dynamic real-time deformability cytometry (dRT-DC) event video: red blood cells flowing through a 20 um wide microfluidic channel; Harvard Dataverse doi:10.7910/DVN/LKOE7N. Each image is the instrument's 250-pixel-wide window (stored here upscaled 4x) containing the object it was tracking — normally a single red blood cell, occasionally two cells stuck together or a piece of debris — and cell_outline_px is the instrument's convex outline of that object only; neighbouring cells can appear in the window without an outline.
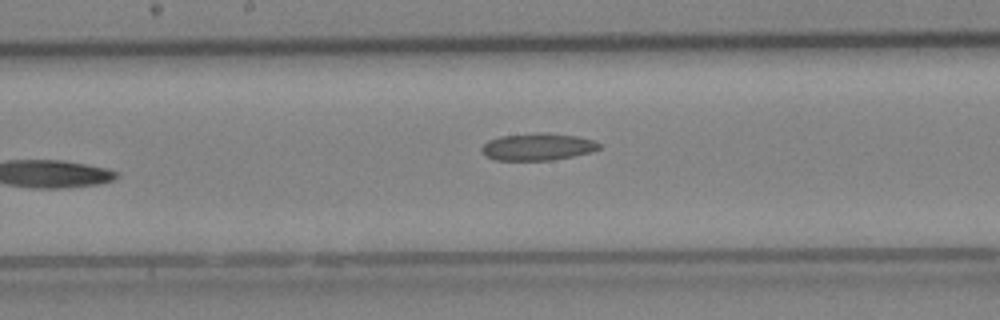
{"species": "Egyptian fruit bat (a non-hibernating species)", "species_latin": "Rousettus aegyptiacus", "temperature_condition": "cold", "stored_images_in_passage": 17, "camera_frame_rate_fps": 3000, "um_per_image_px": 0.085, "animal": {"sex": "female"}, "frame": {"image": 1, "passage_image": 17, "time_ms": 5.333, "image_size_px": [1000, 320], "cell_outline_px": [[600, 148], [592, 152], [552, 160], [496, 160], [484, 156], [480, 148], [488, 140], [500, 136], [540, 132], [544, 132], [576, 136], [592, 140], [600, 144]], "centroid_in_image_um": [45.67, 12.48], "position_along_channel_um": 202.5, "area_um2": 18.61}}